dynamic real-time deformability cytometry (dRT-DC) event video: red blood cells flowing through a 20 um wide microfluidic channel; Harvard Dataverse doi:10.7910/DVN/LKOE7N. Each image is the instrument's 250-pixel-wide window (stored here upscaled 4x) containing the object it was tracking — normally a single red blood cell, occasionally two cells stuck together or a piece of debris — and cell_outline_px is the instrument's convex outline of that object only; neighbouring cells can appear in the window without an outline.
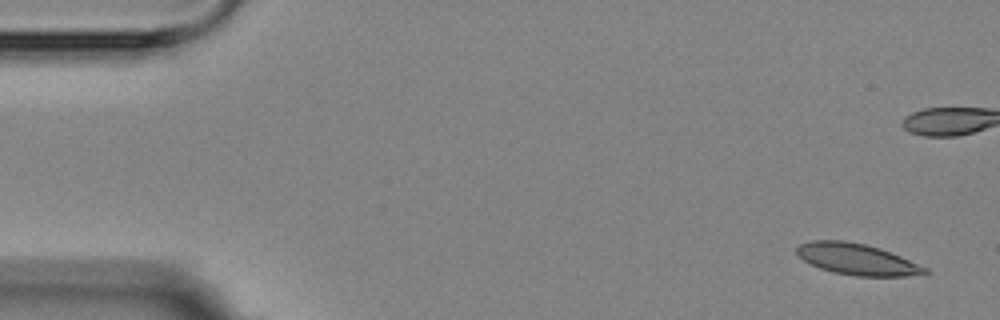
{"species": "Egyptian fruit bat (a non-hibernating species)", "species_latin": "Rousettus aegyptiacus", "temperature_condition": "room temperature", "stored_images_in_passage": 8, "camera_frame_rate_fps": 3000, "um_per_image_px": 0.085, "animal": {"sex": "female"}, "frame": {"image": 1, "passage_image": 1, "time_ms": 0.0, "image_size_px": [1000, 320], "cell_outline_px": [[932, 272], [928, 276], [856, 276], [832, 272], [820, 268], [804, 260], [796, 252], [796, 248], [800, 244], [812, 240], [844, 240], [864, 244], [880, 248], [900, 256], [928, 268]], "centroid_in_image_um": [72.92, 22.05], "position_along_channel_um": 12.1, "area_um2": 23.52}}
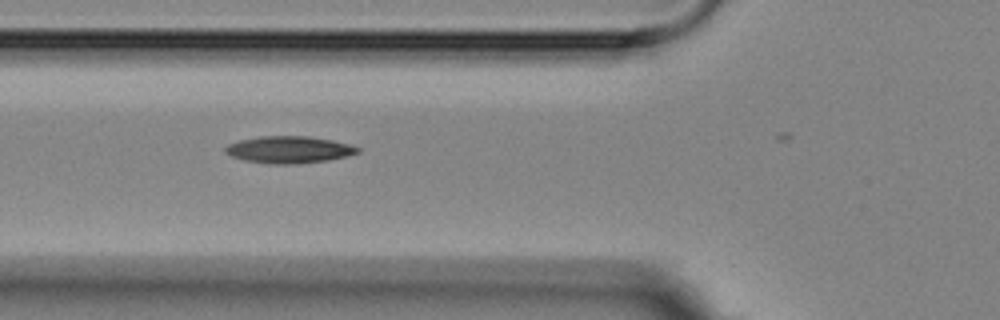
{"frame": {"image": 2, "passage_image": 7, "time_ms": 7.0, "image_size_px": [1000, 320], "cell_outline_px": [[360, 152], [348, 156], [328, 160], [296, 164], [272, 164], [244, 160], [232, 156], [224, 152], [224, 148], [228, 144], [240, 140], [260, 136], [308, 136], [332, 140], [348, 144], [360, 148]], "centroid_in_image_um": [24.57, 12.72], "position_along_channel_um": 101.2, "area_um2": 20.81}}
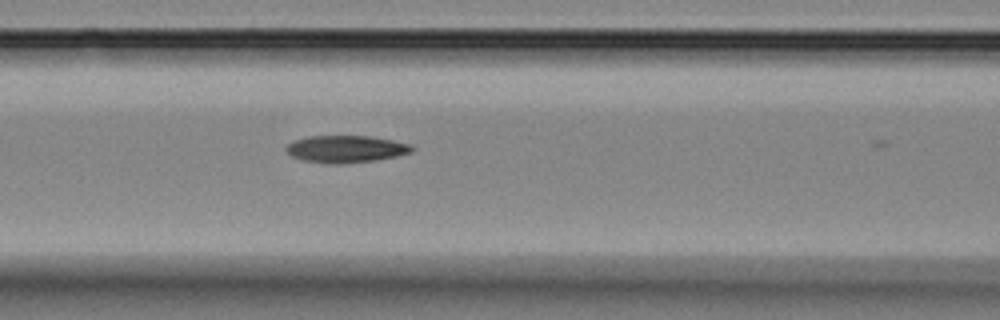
{"frame": {"image": 3, "passage_image": 8, "time_ms": 8.0, "image_size_px": [1000, 320], "cell_outline_px": [[416, 148], [412, 152], [396, 156], [376, 160], [340, 164], [332, 164], [304, 160], [292, 156], [284, 148], [292, 140], [308, 136], [368, 136], [392, 140], [412, 144]], "centroid_in_image_um": [29.42, 12.66], "position_along_channel_um": 137.2, "area_um2": 19.94}}